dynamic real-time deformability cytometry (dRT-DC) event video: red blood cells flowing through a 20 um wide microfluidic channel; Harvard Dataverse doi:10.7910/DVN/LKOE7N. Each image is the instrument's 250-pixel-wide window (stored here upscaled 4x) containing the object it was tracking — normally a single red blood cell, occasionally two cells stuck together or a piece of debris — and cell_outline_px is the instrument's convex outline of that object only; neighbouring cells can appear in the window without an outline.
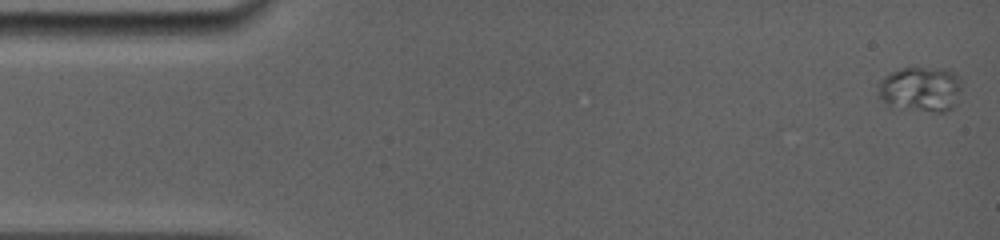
{"species": "common noctule bat (a hibernating species)", "species_latin": "Nyctalus noctula", "temperature_condition": "room temperature", "stored_images_in_passage": 62, "camera_frame_rate_fps": 5000, "um_per_image_px": 0.085, "animal": {"sex": "female", "body_mass_g": 19.0, "forearm_length_mm": 56.7}, "frame": {"image": 1, "passage_image": 1, "time_ms": 0.0, "image_size_px": [1000, 240], "cell_outline_px": [[960, 92], [952, 108], [944, 112], [936, 112], [908, 108], [888, 104], [876, 96], [880, 80], [884, 76], [900, 68], [944, 68], [960, 76]], "centroid_in_image_um": [78.25, 7.55], "position_along_channel_um": 6.8, "area_um2": 21.79}}
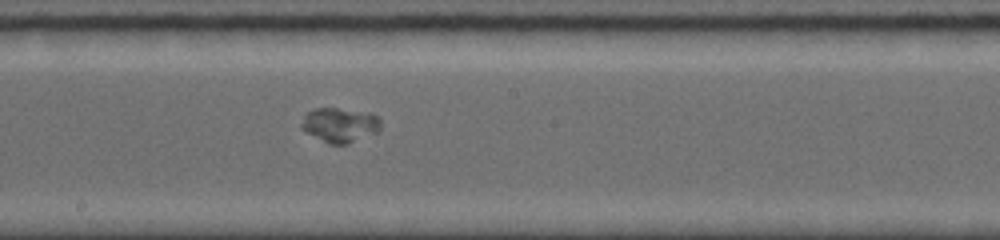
{"frame": {"image": 2, "passage_image": 37, "time_ms": 8.8, "image_size_px": [1000, 240], "cell_outline_px": [[380, 132], [348, 144], [328, 144], [300, 128], [300, 124], [304, 116], [308, 112], [316, 108], [336, 108], [376, 116], [380, 120]], "centroid_in_image_um": [28.87, 10.66], "position_along_channel_um": 219.3, "area_um2": 15.72}}
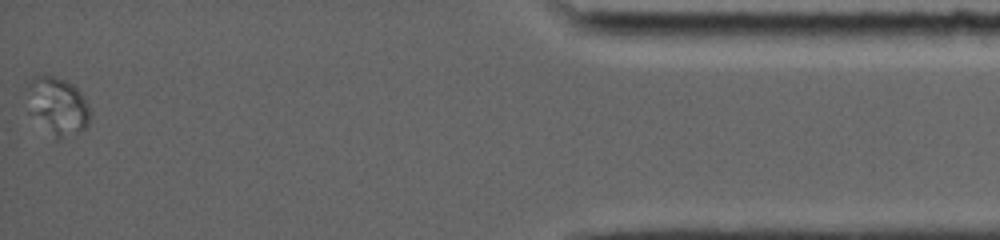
{"frame": {"image": 3, "passage_image": 62, "time_ms": 16.0, "image_size_px": [1000, 240], "cell_outline_px": [[92, 112], [88, 128], [60, 140], [56, 140], [36, 112], [24, 88], [36, 76], [44, 72], [64, 80], [72, 84], [84, 96]], "centroid_in_image_um": [5.01, 8.96], "position_along_channel_um": 430.2, "area_um2": 20.58}}